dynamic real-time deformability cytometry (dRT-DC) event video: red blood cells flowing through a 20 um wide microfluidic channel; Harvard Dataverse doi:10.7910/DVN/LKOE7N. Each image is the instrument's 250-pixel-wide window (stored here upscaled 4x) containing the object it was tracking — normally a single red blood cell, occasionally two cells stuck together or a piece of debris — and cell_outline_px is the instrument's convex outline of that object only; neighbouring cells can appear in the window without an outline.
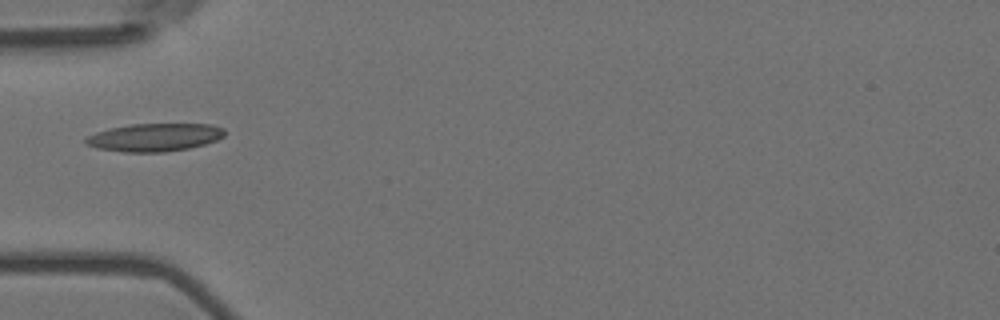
{"species": "Egyptian fruit bat (a non-hibernating species)", "species_latin": "Rousettus aegyptiacus", "temperature_condition": "room temperature", "stored_images_in_passage": 5, "camera_frame_rate_fps": 3000, "um_per_image_px": 0.085, "animal": {"sex": "female"}, "frame": {"image": 1, "passage_image": 1, "time_ms": 0.0, "image_size_px": [1000, 320], "cell_outline_px": [[224, 136], [216, 140], [204, 144], [188, 148], [164, 152], [124, 152], [96, 148], [84, 144], [84, 140], [88, 136], [96, 132], [112, 128], [132, 124], [212, 124], [224, 128]], "centroid_in_image_um": [13.13, 11.67], "position_along_channel_um": 71.9, "area_um2": 22.54}}
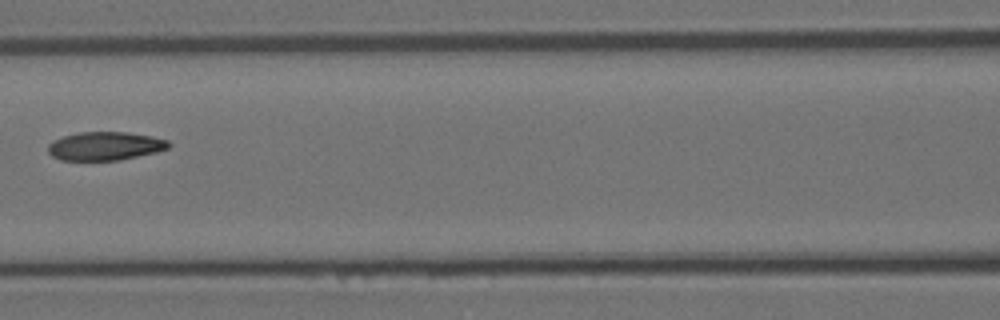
{"frame": {"image": 2, "passage_image": 3, "time_ms": 0.667, "image_size_px": [1000, 320], "cell_outline_px": [[172, 144], [168, 148], [156, 152], [120, 160], [60, 160], [52, 156], [48, 152], [48, 144], [64, 136], [80, 132], [128, 132], [152, 136], [168, 140]], "centroid_in_image_um": [8.96, 12.41], "position_along_channel_um": 157.6, "area_um2": 20.0}}
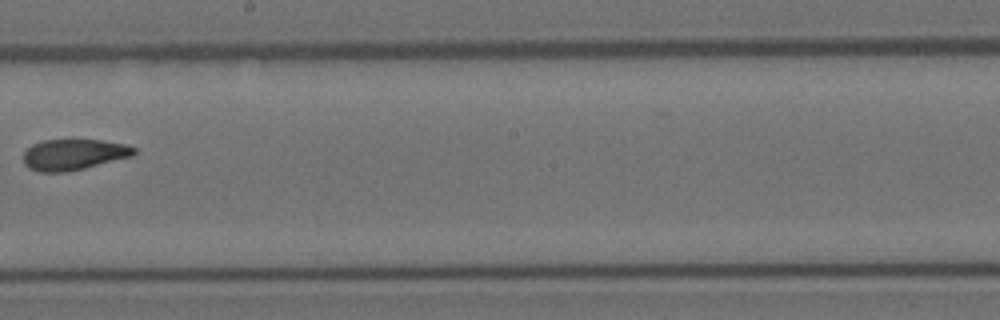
{"frame": {"image": 3, "passage_image": 5, "time_ms": 1.333, "image_size_px": [1000, 320], "cell_outline_px": [[136, 152], [132, 156], [84, 168], [64, 172], [40, 172], [28, 168], [24, 164], [24, 152], [32, 144], [44, 140], [100, 140], [124, 144], [136, 148]], "centroid_in_image_um": [6.24, 13.14], "position_along_channel_um": 242.0, "area_um2": 19.77}}